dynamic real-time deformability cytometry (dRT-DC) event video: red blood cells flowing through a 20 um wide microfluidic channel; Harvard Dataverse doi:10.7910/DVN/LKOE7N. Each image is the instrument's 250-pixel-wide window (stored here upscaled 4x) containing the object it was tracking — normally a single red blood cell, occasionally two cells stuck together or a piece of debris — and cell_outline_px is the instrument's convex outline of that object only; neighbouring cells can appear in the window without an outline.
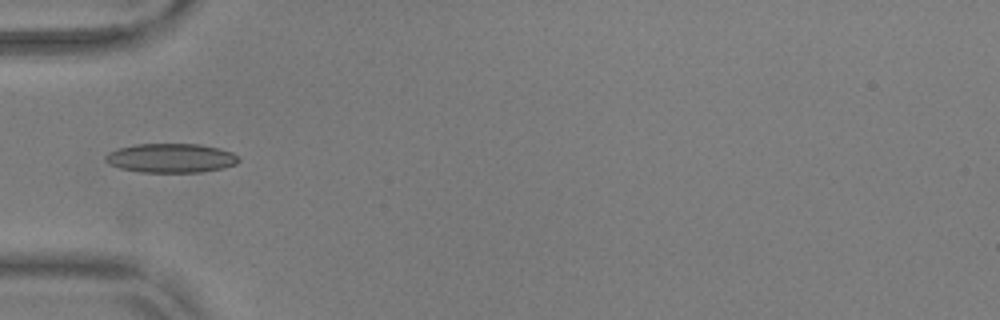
{"species": "common noctule bat (a hibernating species)", "species_latin": "Nyctalus noctula", "temperature_condition": "warm", "stored_images_in_passage": 37, "camera_frame_rate_fps": 3000, "um_per_image_px": 0.085, "animal": {"sex": "male", "body_mass_g": 17.9, "forearm_length_mm": 54.2}, "frame": {"image": 1, "passage_image": 1, "time_ms": 0.0, "image_size_px": [1000, 320], "cell_outline_px": [[240, 160], [236, 164], [224, 168], [200, 172], [140, 172], [120, 168], [108, 164], [104, 160], [104, 156], [108, 152], [120, 148], [136, 144], [200, 144], [220, 148], [232, 152], [240, 156]], "centroid_in_image_um": [14.55, 13.43], "position_along_channel_um": 70.5, "area_um2": 22.83}}
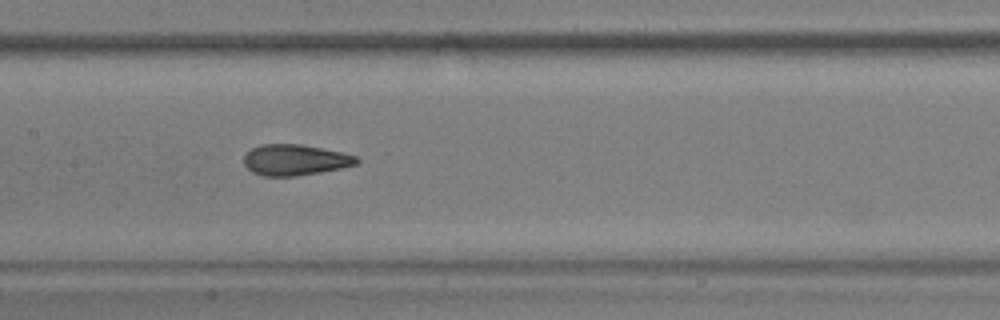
{"frame": {"image": 2, "passage_image": 10, "time_ms": 3.0, "image_size_px": [1000, 320], "cell_outline_px": [[360, 160], [356, 164], [340, 168], [320, 172], [296, 176], [264, 176], [252, 172], [244, 164], [244, 156], [252, 148], [260, 144], [300, 144], [344, 152], [356, 156]], "centroid_in_image_um": [25.08, 13.59], "position_along_channel_um": 182.3, "area_um2": 20.29}}
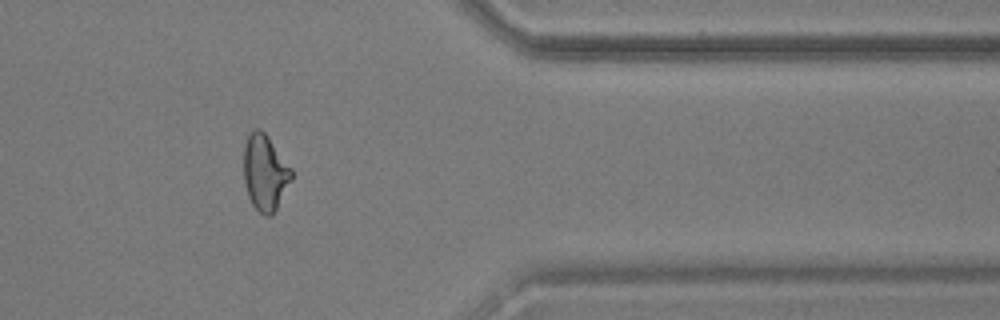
{"frame": {"image": 3, "passage_image": 28, "time_ms": 9.0, "image_size_px": [1000, 320], "cell_outline_px": [[292, 180], [272, 216], [264, 216], [252, 204], [248, 196], [244, 180], [244, 144], [248, 136], [256, 128], [260, 128], [268, 136], [292, 168]], "centroid_in_image_um": [22.53, 14.67], "position_along_channel_um": 388.9, "area_um2": 21.15}, "authors_computed_cell_mechanics": {"area_um2": 20.9236, "velocity_mm_per_s": 3.6937, "shape_relaxation_time_tau1_ms": 8.0152, "shape_relaxation_time_tau2_ms": 1.3488, "deformation_change_tau1": 0.2108, "deformation_change_tau2": 0.0797}}